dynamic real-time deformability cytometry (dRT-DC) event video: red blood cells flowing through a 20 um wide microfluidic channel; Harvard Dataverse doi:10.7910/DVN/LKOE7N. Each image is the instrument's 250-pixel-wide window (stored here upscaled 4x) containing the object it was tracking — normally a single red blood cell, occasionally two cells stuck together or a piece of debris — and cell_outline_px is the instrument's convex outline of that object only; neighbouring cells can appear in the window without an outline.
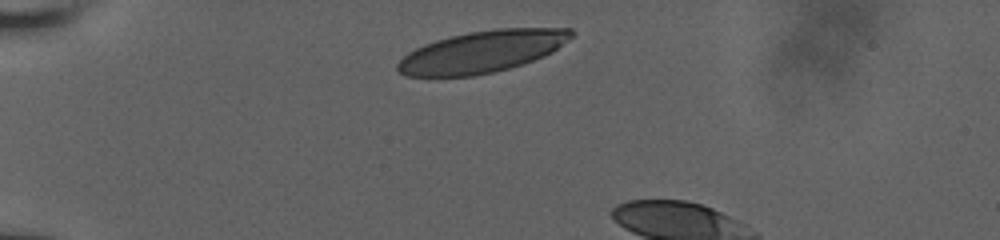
{"species": "human", "species_latin": "Homo sapiens", "temperature_condition": "room temperature", "stored_images_in_passage": 4, "camera_frame_rate_fps": 3000, "um_per_image_px": 0.085, "donor": {"sex": "male"}, "frame": {"image": 1, "passage_image": 1, "time_ms": 0.0, "image_size_px": [1000, 240], "cell_outline_px": [[576, 32], [568, 40], [552, 52], [544, 56], [508, 68], [492, 72], [472, 76], [408, 76], [400, 72], [396, 68], [396, 64], [408, 52], [424, 44], [436, 40], [468, 32], [496, 28], [572, 28]], "centroid_in_image_um": [40.99, 4.38], "position_along_channel_um": 44.0, "area_um2": 42.02}}